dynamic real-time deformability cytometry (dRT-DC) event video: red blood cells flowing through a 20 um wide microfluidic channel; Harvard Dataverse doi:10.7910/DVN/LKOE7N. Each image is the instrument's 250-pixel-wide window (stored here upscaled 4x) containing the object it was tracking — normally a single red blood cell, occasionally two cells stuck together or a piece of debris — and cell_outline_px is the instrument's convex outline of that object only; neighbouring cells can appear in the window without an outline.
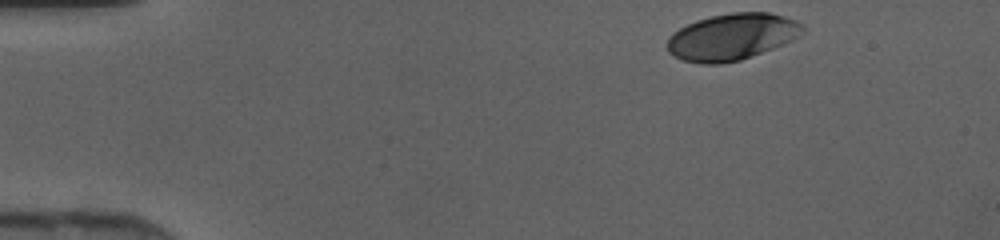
{"species": "human", "species_latin": "Homo sapiens", "temperature_condition": "cold", "stored_images_in_passage": 34, "camera_frame_rate_fps": 3000, "um_per_image_px": 0.085, "donor": {"sex": "female"}, "frame": {"image": 1, "passage_image": 1, "time_ms": 0.0, "image_size_px": [1000, 240], "cell_outline_px": [[804, 32], [792, 40], [772, 48], [740, 60], [720, 64], [700, 64], [684, 60], [668, 52], [668, 36], [672, 32], [696, 20], [712, 16], [732, 12], [768, 12], [784, 16], [796, 20], [804, 24]], "centroid_in_image_um": [62.22, 3.12], "position_along_channel_um": 22.8, "area_um2": 36.65}}
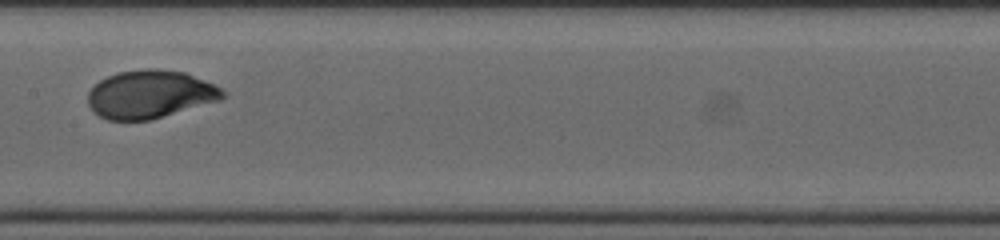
{"frame": {"image": 2, "passage_image": 19, "time_ms": 6.0, "image_size_px": [1000, 240], "cell_outline_px": [[224, 96], [220, 100], [152, 120], [108, 120], [92, 112], [88, 104], [88, 92], [100, 80], [108, 76], [120, 72], [148, 68], [156, 68], [184, 72], [204, 80], [220, 88], [224, 92]], "centroid_in_image_um": [12.73, 8.02], "position_along_channel_um": 194.7, "area_um2": 37.63}}
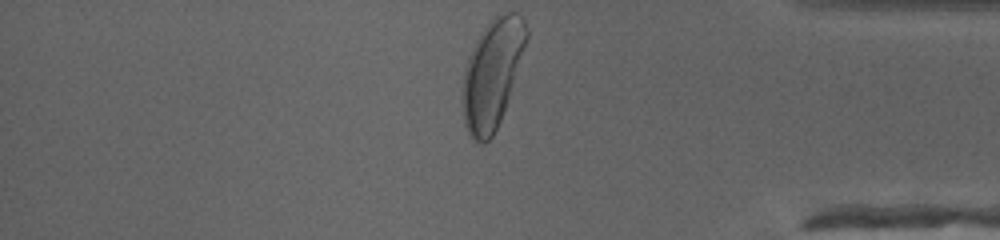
{"frame": {"image": 3, "passage_image": 34, "time_ms": 11.0, "image_size_px": [1000, 240], "cell_outline_px": [[528, 36], [508, 100], [500, 120], [492, 136], [484, 144], [480, 144], [468, 132], [464, 124], [464, 68], [468, 56], [480, 32], [492, 16], [504, 12], [520, 12], [528, 28]], "centroid_in_image_um": [41.86, 6.19], "position_along_channel_um": 393.3, "area_um2": 40.06}}